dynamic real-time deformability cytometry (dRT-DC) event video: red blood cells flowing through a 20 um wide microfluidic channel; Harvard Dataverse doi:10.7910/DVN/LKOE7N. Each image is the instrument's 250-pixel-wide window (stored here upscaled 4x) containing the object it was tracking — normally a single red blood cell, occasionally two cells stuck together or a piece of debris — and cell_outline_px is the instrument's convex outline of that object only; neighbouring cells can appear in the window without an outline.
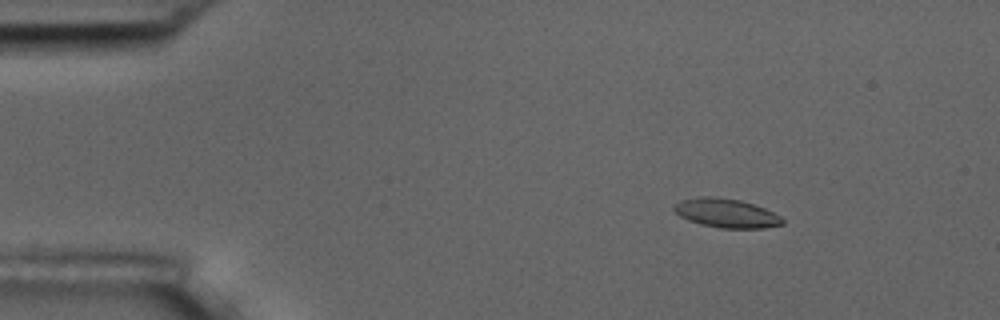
{"species": "common noctule bat (a hibernating species)", "species_latin": "Nyctalus noctula", "temperature_condition": "room temperature", "stored_images_in_passage": 51, "camera_frame_rate_fps": 3000, "um_per_image_px": 0.085, "animal": {"sex": "male", "body_mass_g": 17.5, "forearm_length_mm": 52.3}, "frame": {"image": 1, "passage_image": 3, "time_ms": 0.667, "image_size_px": [1000, 320], "cell_outline_px": [[784, 224], [764, 228], [720, 228], [700, 224], [688, 220], [680, 216], [672, 208], [680, 200], [696, 196], [716, 196], [740, 200], [764, 208], [780, 216], [784, 220]], "centroid_in_image_um": [61.71, 18.11], "position_along_channel_um": 23.3, "area_um2": 18.38}}
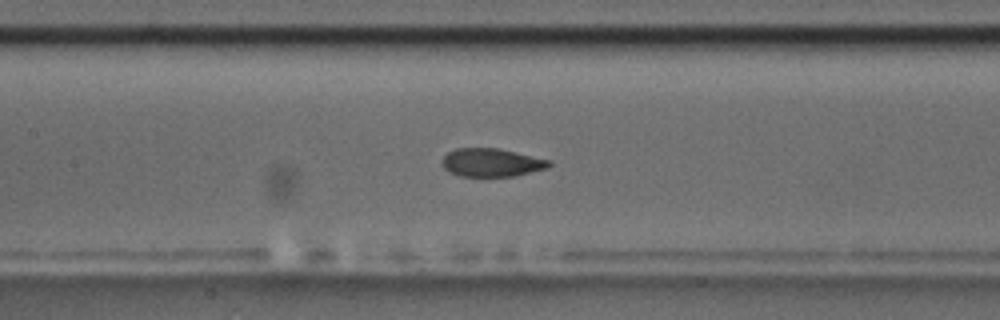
{"frame": {"image": 2, "passage_image": 21, "time_ms": 6.667, "image_size_px": [1000, 320], "cell_outline_px": [[552, 164], [548, 168], [512, 176], [460, 176], [444, 168], [440, 160], [448, 152], [456, 148], [496, 148], [552, 160]], "centroid_in_image_um": [41.78, 13.81], "position_along_channel_um": 165.6, "area_um2": 17.51}}
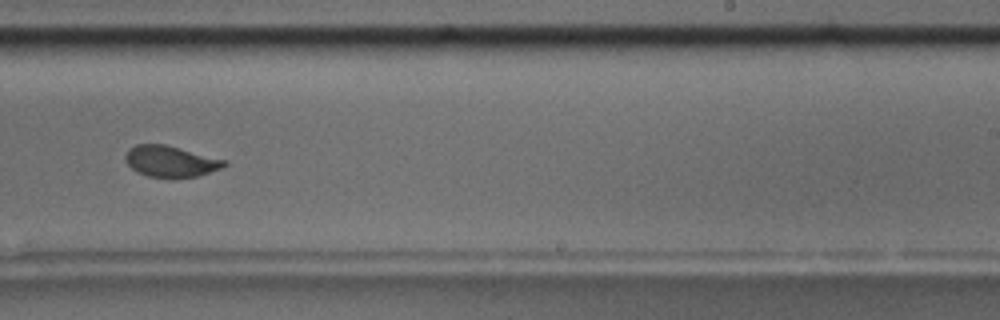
{"frame": {"image": 3, "passage_image": 30, "time_ms": 9.667, "image_size_px": [1000, 320], "cell_outline_px": [[228, 164], [220, 168], [196, 176], [172, 180], [148, 176], [136, 172], [124, 160], [124, 156], [128, 148], [136, 144], [164, 144], [224, 160]], "centroid_in_image_um": [14.42, 13.74], "position_along_channel_um": 274.6, "area_um2": 18.09}, "authors_computed_cell_mechanics": {"area_um2": 18.6116, "velocity_mm_per_s": 3.6457, "shape_relaxation_time_tau1_ms": 4.4667, "shape_relaxation_time_tau2_ms": 0.9085, "deformation_change_tau1": 0.1414, "deformation_change_tau2": 0.0588}}